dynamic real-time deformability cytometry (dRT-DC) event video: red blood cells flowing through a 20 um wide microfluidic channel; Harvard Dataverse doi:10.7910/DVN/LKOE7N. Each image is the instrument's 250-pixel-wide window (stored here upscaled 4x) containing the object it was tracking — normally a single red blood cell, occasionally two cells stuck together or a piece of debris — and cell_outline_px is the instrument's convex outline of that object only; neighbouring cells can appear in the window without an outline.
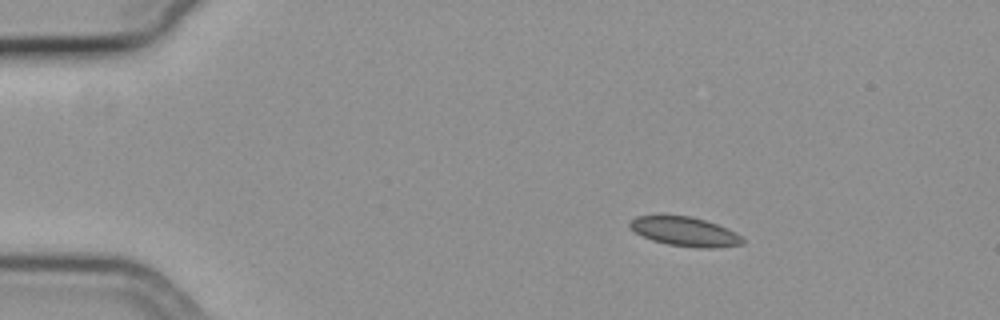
{"species": "common noctule bat (a hibernating species)", "species_latin": "Nyctalus noctula", "temperature_condition": "cold", "stored_images_in_passage": 47, "camera_frame_rate_fps": 3000, "um_per_image_px": 0.085, "animal": {"sex": "female", "body_mass_g": 19.3, "forearm_length_mm": 54.1}, "frame": {"image": 1, "passage_image": 1, "time_ms": 0.0, "image_size_px": [1000, 320], "cell_outline_px": [[744, 244], [716, 248], [696, 248], [668, 244], [652, 240], [636, 232], [628, 224], [636, 216], [692, 216], [728, 228], [736, 232], [744, 240]], "centroid_in_image_um": [58.27, 19.7], "position_along_channel_um": 26.7, "area_um2": 19.02}}
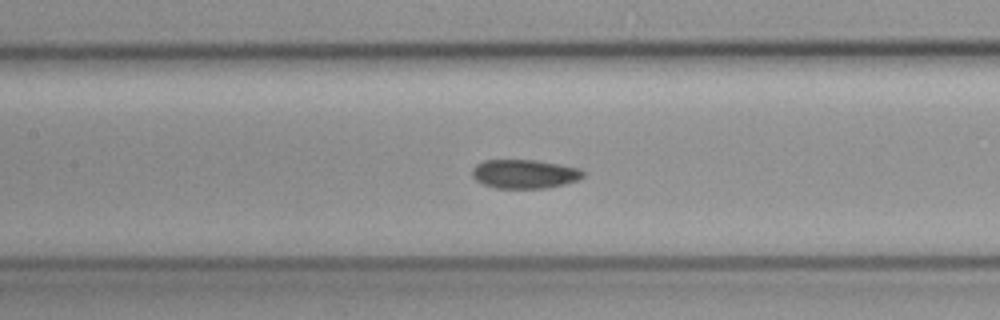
{"frame": {"image": 2, "passage_image": 18, "time_ms": 5.667, "image_size_px": [1000, 320], "cell_outline_px": [[584, 176], [580, 180], [548, 188], [496, 188], [484, 184], [476, 180], [472, 176], [472, 168], [476, 164], [484, 160], [536, 160], [560, 164], [576, 168], [584, 172]], "centroid_in_image_um": [44.58, 14.78], "position_along_channel_um": 162.8, "area_um2": 18.73}}
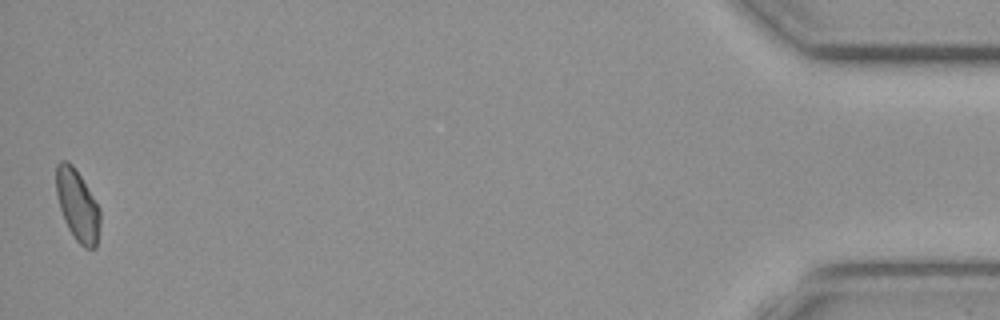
{"frame": {"image": 3, "passage_image": 47, "time_ms": 15.333, "image_size_px": [1000, 320], "cell_outline_px": [[100, 224], [96, 248], [84, 248], [72, 236], [64, 220], [60, 208], [56, 192], [56, 164], [60, 160], [68, 160], [72, 164], [80, 176], [100, 208]], "centroid_in_image_um": [6.58, 17.45], "position_along_channel_um": 428.6, "area_um2": 18.26}, "authors_computed_cell_mechanics": {"area_um2": 18.6694, "velocity_mm_per_s": 3.7327, "shape_relaxation_time_tau1_ms": null, "shape_relaxation_time_tau2_ms": 5.0343, "deformation_change_tau1": null, "deformation_change_tau2": 0.0964}}